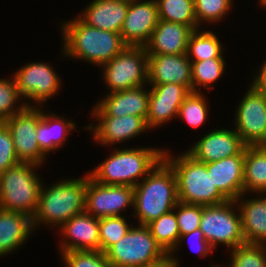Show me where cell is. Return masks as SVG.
<instances>
[{"label":"cell","instance_id":"obj_1","mask_svg":"<svg viewBox=\"0 0 266 267\" xmlns=\"http://www.w3.org/2000/svg\"><path fill=\"white\" fill-rule=\"evenodd\" d=\"M57 26L61 33V58L81 60L99 68L127 47L120 33L91 27L78 16L61 20Z\"/></svg>","mask_w":266,"mask_h":267},{"label":"cell","instance_id":"obj_2","mask_svg":"<svg viewBox=\"0 0 266 267\" xmlns=\"http://www.w3.org/2000/svg\"><path fill=\"white\" fill-rule=\"evenodd\" d=\"M45 185L43 181L37 210L32 217L33 229H59L66 221L85 210L88 173L81 177H66Z\"/></svg>","mask_w":266,"mask_h":267},{"label":"cell","instance_id":"obj_3","mask_svg":"<svg viewBox=\"0 0 266 267\" xmlns=\"http://www.w3.org/2000/svg\"><path fill=\"white\" fill-rule=\"evenodd\" d=\"M113 147L109 155L87 173L96 183L135 187L163 159L164 148Z\"/></svg>","mask_w":266,"mask_h":267},{"label":"cell","instance_id":"obj_4","mask_svg":"<svg viewBox=\"0 0 266 267\" xmlns=\"http://www.w3.org/2000/svg\"><path fill=\"white\" fill-rule=\"evenodd\" d=\"M179 202L176 174L162 159L151 172L134 187L131 216L139 225H147L161 215L171 212ZM137 220V221H136Z\"/></svg>","mask_w":266,"mask_h":267},{"label":"cell","instance_id":"obj_5","mask_svg":"<svg viewBox=\"0 0 266 267\" xmlns=\"http://www.w3.org/2000/svg\"><path fill=\"white\" fill-rule=\"evenodd\" d=\"M167 148L164 147L163 159L176 174L180 202L208 206L228 201L214 185L206 163L196 161L185 150L176 155L171 148Z\"/></svg>","mask_w":266,"mask_h":267},{"label":"cell","instance_id":"obj_6","mask_svg":"<svg viewBox=\"0 0 266 267\" xmlns=\"http://www.w3.org/2000/svg\"><path fill=\"white\" fill-rule=\"evenodd\" d=\"M42 166L19 162L0 175V209L33 217L37 210L43 180Z\"/></svg>","mask_w":266,"mask_h":267},{"label":"cell","instance_id":"obj_7","mask_svg":"<svg viewBox=\"0 0 266 267\" xmlns=\"http://www.w3.org/2000/svg\"><path fill=\"white\" fill-rule=\"evenodd\" d=\"M111 267H145L162 261L169 255L152 236L147 225H133L105 252Z\"/></svg>","mask_w":266,"mask_h":267},{"label":"cell","instance_id":"obj_8","mask_svg":"<svg viewBox=\"0 0 266 267\" xmlns=\"http://www.w3.org/2000/svg\"><path fill=\"white\" fill-rule=\"evenodd\" d=\"M107 93L148 84V54L145 46H127L99 67Z\"/></svg>","mask_w":266,"mask_h":267},{"label":"cell","instance_id":"obj_9","mask_svg":"<svg viewBox=\"0 0 266 267\" xmlns=\"http://www.w3.org/2000/svg\"><path fill=\"white\" fill-rule=\"evenodd\" d=\"M199 229L214 250L219 244L224 246L226 251H230L245 243L240 213L236 201L233 200L202 206Z\"/></svg>","mask_w":266,"mask_h":267},{"label":"cell","instance_id":"obj_10","mask_svg":"<svg viewBox=\"0 0 266 267\" xmlns=\"http://www.w3.org/2000/svg\"><path fill=\"white\" fill-rule=\"evenodd\" d=\"M12 75L26 106L45 107L48 100L59 95L64 85L53 64L46 61L27 62Z\"/></svg>","mask_w":266,"mask_h":267},{"label":"cell","instance_id":"obj_11","mask_svg":"<svg viewBox=\"0 0 266 267\" xmlns=\"http://www.w3.org/2000/svg\"><path fill=\"white\" fill-rule=\"evenodd\" d=\"M234 111V130L246 146L266 145V96L250 83Z\"/></svg>","mask_w":266,"mask_h":267},{"label":"cell","instance_id":"obj_12","mask_svg":"<svg viewBox=\"0 0 266 267\" xmlns=\"http://www.w3.org/2000/svg\"><path fill=\"white\" fill-rule=\"evenodd\" d=\"M41 115L42 107L26 106L4 123L10 130L19 161L44 167L48 156L40 149L36 139L37 125Z\"/></svg>","mask_w":266,"mask_h":267},{"label":"cell","instance_id":"obj_13","mask_svg":"<svg viewBox=\"0 0 266 267\" xmlns=\"http://www.w3.org/2000/svg\"><path fill=\"white\" fill-rule=\"evenodd\" d=\"M89 118L92 122H89L87 126L84 125L83 128L85 131H90L94 143L104 148L119 147L124 142L126 145V142H130L131 139L134 140L148 131L152 132L146 119L139 116H90Z\"/></svg>","mask_w":266,"mask_h":267},{"label":"cell","instance_id":"obj_14","mask_svg":"<svg viewBox=\"0 0 266 267\" xmlns=\"http://www.w3.org/2000/svg\"><path fill=\"white\" fill-rule=\"evenodd\" d=\"M133 200V186L103 185L96 183L88 174L84 210L88 214L99 219L124 216L127 210H133Z\"/></svg>","mask_w":266,"mask_h":267},{"label":"cell","instance_id":"obj_15","mask_svg":"<svg viewBox=\"0 0 266 267\" xmlns=\"http://www.w3.org/2000/svg\"><path fill=\"white\" fill-rule=\"evenodd\" d=\"M202 136V137H201ZM186 152L196 161L210 163L239 154L246 145L234 128L215 127L201 135Z\"/></svg>","mask_w":266,"mask_h":267},{"label":"cell","instance_id":"obj_16","mask_svg":"<svg viewBox=\"0 0 266 267\" xmlns=\"http://www.w3.org/2000/svg\"><path fill=\"white\" fill-rule=\"evenodd\" d=\"M148 85L150 95L146 121L153 133L178 117L179 108L190 91L175 83Z\"/></svg>","mask_w":266,"mask_h":267},{"label":"cell","instance_id":"obj_17","mask_svg":"<svg viewBox=\"0 0 266 267\" xmlns=\"http://www.w3.org/2000/svg\"><path fill=\"white\" fill-rule=\"evenodd\" d=\"M149 85H142L132 89L106 93L92 106L90 116L123 117L134 115L147 118Z\"/></svg>","mask_w":266,"mask_h":267},{"label":"cell","instance_id":"obj_18","mask_svg":"<svg viewBox=\"0 0 266 267\" xmlns=\"http://www.w3.org/2000/svg\"><path fill=\"white\" fill-rule=\"evenodd\" d=\"M55 233L60 236L57 244L59 254L100 250L99 218L85 211L70 218Z\"/></svg>","mask_w":266,"mask_h":267},{"label":"cell","instance_id":"obj_19","mask_svg":"<svg viewBox=\"0 0 266 267\" xmlns=\"http://www.w3.org/2000/svg\"><path fill=\"white\" fill-rule=\"evenodd\" d=\"M159 21L156 0H134L129 3L120 34L127 46H145Z\"/></svg>","mask_w":266,"mask_h":267},{"label":"cell","instance_id":"obj_20","mask_svg":"<svg viewBox=\"0 0 266 267\" xmlns=\"http://www.w3.org/2000/svg\"><path fill=\"white\" fill-rule=\"evenodd\" d=\"M175 83L192 92L191 61L187 54L148 55V84Z\"/></svg>","mask_w":266,"mask_h":267},{"label":"cell","instance_id":"obj_21","mask_svg":"<svg viewBox=\"0 0 266 267\" xmlns=\"http://www.w3.org/2000/svg\"><path fill=\"white\" fill-rule=\"evenodd\" d=\"M236 204L245 243L266 245V193H243Z\"/></svg>","mask_w":266,"mask_h":267},{"label":"cell","instance_id":"obj_22","mask_svg":"<svg viewBox=\"0 0 266 267\" xmlns=\"http://www.w3.org/2000/svg\"><path fill=\"white\" fill-rule=\"evenodd\" d=\"M214 185L228 199L236 201L244 193V149L237 155L206 163Z\"/></svg>","mask_w":266,"mask_h":267},{"label":"cell","instance_id":"obj_23","mask_svg":"<svg viewBox=\"0 0 266 267\" xmlns=\"http://www.w3.org/2000/svg\"><path fill=\"white\" fill-rule=\"evenodd\" d=\"M194 30L180 23L159 20L145 45L148 55L187 54L188 40Z\"/></svg>","mask_w":266,"mask_h":267},{"label":"cell","instance_id":"obj_24","mask_svg":"<svg viewBox=\"0 0 266 267\" xmlns=\"http://www.w3.org/2000/svg\"><path fill=\"white\" fill-rule=\"evenodd\" d=\"M128 7L126 1L93 0L77 16L91 27L120 33Z\"/></svg>","mask_w":266,"mask_h":267},{"label":"cell","instance_id":"obj_25","mask_svg":"<svg viewBox=\"0 0 266 267\" xmlns=\"http://www.w3.org/2000/svg\"><path fill=\"white\" fill-rule=\"evenodd\" d=\"M34 233L31 217L0 209V257L18 252Z\"/></svg>","mask_w":266,"mask_h":267},{"label":"cell","instance_id":"obj_26","mask_svg":"<svg viewBox=\"0 0 266 267\" xmlns=\"http://www.w3.org/2000/svg\"><path fill=\"white\" fill-rule=\"evenodd\" d=\"M244 193H266V145L244 148Z\"/></svg>","mask_w":266,"mask_h":267},{"label":"cell","instance_id":"obj_27","mask_svg":"<svg viewBox=\"0 0 266 267\" xmlns=\"http://www.w3.org/2000/svg\"><path fill=\"white\" fill-rule=\"evenodd\" d=\"M225 45L211 29L194 30L188 40L187 56L190 61H203L209 58H226ZM224 49V50H223Z\"/></svg>","mask_w":266,"mask_h":267},{"label":"cell","instance_id":"obj_28","mask_svg":"<svg viewBox=\"0 0 266 267\" xmlns=\"http://www.w3.org/2000/svg\"><path fill=\"white\" fill-rule=\"evenodd\" d=\"M227 66L226 58L191 61L192 91L202 92L204 90L208 92V89L212 91L215 88L214 84L224 77Z\"/></svg>","mask_w":266,"mask_h":267},{"label":"cell","instance_id":"obj_29","mask_svg":"<svg viewBox=\"0 0 266 267\" xmlns=\"http://www.w3.org/2000/svg\"><path fill=\"white\" fill-rule=\"evenodd\" d=\"M208 97H206L204 91L190 92L179 108L177 119L179 118L193 129H200L202 125H206L211 112Z\"/></svg>","mask_w":266,"mask_h":267},{"label":"cell","instance_id":"obj_30","mask_svg":"<svg viewBox=\"0 0 266 267\" xmlns=\"http://www.w3.org/2000/svg\"><path fill=\"white\" fill-rule=\"evenodd\" d=\"M159 20L180 23L193 30L197 25L194 0H156Z\"/></svg>","mask_w":266,"mask_h":267},{"label":"cell","instance_id":"obj_31","mask_svg":"<svg viewBox=\"0 0 266 267\" xmlns=\"http://www.w3.org/2000/svg\"><path fill=\"white\" fill-rule=\"evenodd\" d=\"M147 226L157 243L169 255L180 238L175 211L172 210L167 214L161 215L159 218L152 220Z\"/></svg>","mask_w":266,"mask_h":267},{"label":"cell","instance_id":"obj_32","mask_svg":"<svg viewBox=\"0 0 266 267\" xmlns=\"http://www.w3.org/2000/svg\"><path fill=\"white\" fill-rule=\"evenodd\" d=\"M234 2V0H194L197 25L200 28L206 25L205 27L208 28V26L223 23L227 20L225 19L227 14H231L234 9Z\"/></svg>","mask_w":266,"mask_h":267},{"label":"cell","instance_id":"obj_33","mask_svg":"<svg viewBox=\"0 0 266 267\" xmlns=\"http://www.w3.org/2000/svg\"><path fill=\"white\" fill-rule=\"evenodd\" d=\"M228 255L227 267H266L264 244L244 243L228 251Z\"/></svg>","mask_w":266,"mask_h":267},{"label":"cell","instance_id":"obj_34","mask_svg":"<svg viewBox=\"0 0 266 267\" xmlns=\"http://www.w3.org/2000/svg\"><path fill=\"white\" fill-rule=\"evenodd\" d=\"M127 215L104 217L99 219L100 251L105 253L112 245L118 242L133 226L134 221L127 220ZM133 222V223H132Z\"/></svg>","mask_w":266,"mask_h":267},{"label":"cell","instance_id":"obj_35","mask_svg":"<svg viewBox=\"0 0 266 267\" xmlns=\"http://www.w3.org/2000/svg\"><path fill=\"white\" fill-rule=\"evenodd\" d=\"M7 78H0V122H5L26 107L18 92L15 78L13 75Z\"/></svg>","mask_w":266,"mask_h":267},{"label":"cell","instance_id":"obj_36","mask_svg":"<svg viewBox=\"0 0 266 267\" xmlns=\"http://www.w3.org/2000/svg\"><path fill=\"white\" fill-rule=\"evenodd\" d=\"M59 256L62 267H111L100 250L62 252Z\"/></svg>","mask_w":266,"mask_h":267},{"label":"cell","instance_id":"obj_37","mask_svg":"<svg viewBox=\"0 0 266 267\" xmlns=\"http://www.w3.org/2000/svg\"><path fill=\"white\" fill-rule=\"evenodd\" d=\"M184 242H187L184 244ZM182 245H189V249L198 253L201 259L208 257L214 251L210 244L205 240L203 232L198 228L191 233L180 235L179 241L169 256L174 260L178 267L181 266L180 258L178 257L179 250L181 251ZM180 263V264H179Z\"/></svg>","mask_w":266,"mask_h":267},{"label":"cell","instance_id":"obj_38","mask_svg":"<svg viewBox=\"0 0 266 267\" xmlns=\"http://www.w3.org/2000/svg\"><path fill=\"white\" fill-rule=\"evenodd\" d=\"M50 110V134L52 139V153L62 149L68 141L69 135L78 127L77 123L70 117L58 115ZM76 123V124H75ZM62 147V148H61Z\"/></svg>","mask_w":266,"mask_h":267},{"label":"cell","instance_id":"obj_39","mask_svg":"<svg viewBox=\"0 0 266 267\" xmlns=\"http://www.w3.org/2000/svg\"><path fill=\"white\" fill-rule=\"evenodd\" d=\"M177 218L180 235L198 229L202 217V205L178 202L173 209Z\"/></svg>","mask_w":266,"mask_h":267},{"label":"cell","instance_id":"obj_40","mask_svg":"<svg viewBox=\"0 0 266 267\" xmlns=\"http://www.w3.org/2000/svg\"><path fill=\"white\" fill-rule=\"evenodd\" d=\"M19 162L10 130L4 122H0V175Z\"/></svg>","mask_w":266,"mask_h":267},{"label":"cell","instance_id":"obj_41","mask_svg":"<svg viewBox=\"0 0 266 267\" xmlns=\"http://www.w3.org/2000/svg\"><path fill=\"white\" fill-rule=\"evenodd\" d=\"M42 107V115L38 121L36 139L40 149L48 156L52 154V139L50 134V111Z\"/></svg>","mask_w":266,"mask_h":267},{"label":"cell","instance_id":"obj_42","mask_svg":"<svg viewBox=\"0 0 266 267\" xmlns=\"http://www.w3.org/2000/svg\"><path fill=\"white\" fill-rule=\"evenodd\" d=\"M250 84L266 96V59L253 72Z\"/></svg>","mask_w":266,"mask_h":267},{"label":"cell","instance_id":"obj_43","mask_svg":"<svg viewBox=\"0 0 266 267\" xmlns=\"http://www.w3.org/2000/svg\"><path fill=\"white\" fill-rule=\"evenodd\" d=\"M145 267H178L174 260L168 256L160 262Z\"/></svg>","mask_w":266,"mask_h":267},{"label":"cell","instance_id":"obj_44","mask_svg":"<svg viewBox=\"0 0 266 267\" xmlns=\"http://www.w3.org/2000/svg\"><path fill=\"white\" fill-rule=\"evenodd\" d=\"M259 5V8H261L263 10L264 8V11L266 10V0H258V2L256 3Z\"/></svg>","mask_w":266,"mask_h":267},{"label":"cell","instance_id":"obj_45","mask_svg":"<svg viewBox=\"0 0 266 267\" xmlns=\"http://www.w3.org/2000/svg\"><path fill=\"white\" fill-rule=\"evenodd\" d=\"M217 263H215V262H213V264L211 263V264H209V267H227V265H225V263H224V265H223V263L221 262V263H219V264H217ZM221 264V265H220Z\"/></svg>","mask_w":266,"mask_h":267},{"label":"cell","instance_id":"obj_46","mask_svg":"<svg viewBox=\"0 0 266 267\" xmlns=\"http://www.w3.org/2000/svg\"><path fill=\"white\" fill-rule=\"evenodd\" d=\"M120 1H126V2H132V1H134V0H120Z\"/></svg>","mask_w":266,"mask_h":267}]
</instances>
